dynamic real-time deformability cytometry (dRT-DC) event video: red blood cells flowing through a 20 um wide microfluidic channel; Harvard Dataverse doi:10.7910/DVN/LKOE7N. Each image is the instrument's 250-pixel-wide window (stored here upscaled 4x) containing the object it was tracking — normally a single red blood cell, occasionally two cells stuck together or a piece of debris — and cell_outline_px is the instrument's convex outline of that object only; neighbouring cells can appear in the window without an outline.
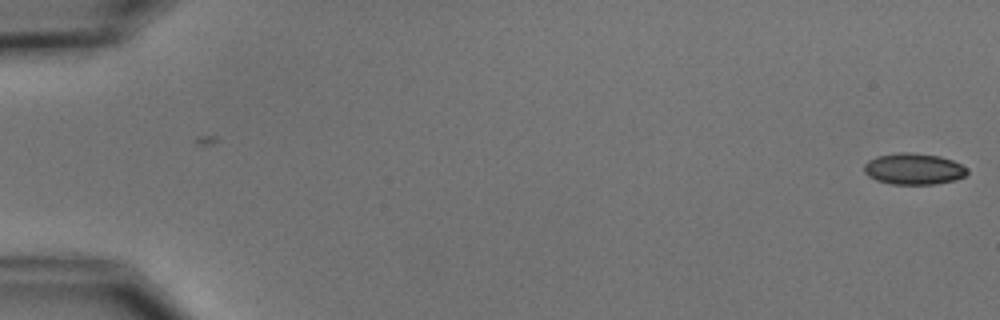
{"species": "common noctule bat (a hibernating species)", "species_latin": "Nyctalus noctula", "temperature_condition": "cold", "stored_images_in_passage": 2, "camera_frame_rate_fps": 3000, "um_per_image_px": 0.085, "animal": {"sex": "male", "body_mass_g": 15.6}, "frame": {"image": 1, "passage_image": 2, "time_ms": 1.0, "image_size_px": [1000, 320], "cell_outline_px": [[968, 172], [964, 176], [952, 180], [936, 184], [892, 184], [876, 180], [868, 176], [864, 172], [864, 164], [868, 160], [876, 156], [900, 152], [912, 152], [940, 156], [952, 160], [968, 168]], "centroid_in_image_um": [77.64, 14.35], "position_along_channel_um": 7.4, "area_um2": 18.84}}